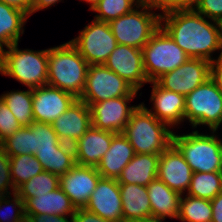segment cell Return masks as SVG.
Instances as JSON below:
<instances>
[{"mask_svg":"<svg viewBox=\"0 0 222 222\" xmlns=\"http://www.w3.org/2000/svg\"><path fill=\"white\" fill-rule=\"evenodd\" d=\"M161 27L190 58L209 60L215 51L222 54V24L194 9L161 13Z\"/></svg>","mask_w":222,"mask_h":222,"instance_id":"6da1fadb","label":"cell"},{"mask_svg":"<svg viewBox=\"0 0 222 222\" xmlns=\"http://www.w3.org/2000/svg\"><path fill=\"white\" fill-rule=\"evenodd\" d=\"M89 64L69 42L48 48L47 85L79 99L84 91Z\"/></svg>","mask_w":222,"mask_h":222,"instance_id":"7a4b0ae2","label":"cell"},{"mask_svg":"<svg viewBox=\"0 0 222 222\" xmlns=\"http://www.w3.org/2000/svg\"><path fill=\"white\" fill-rule=\"evenodd\" d=\"M122 133L130 141L135 154L161 155L172 144L173 130L142 104L133 111Z\"/></svg>","mask_w":222,"mask_h":222,"instance_id":"3957f363","label":"cell"},{"mask_svg":"<svg viewBox=\"0 0 222 222\" xmlns=\"http://www.w3.org/2000/svg\"><path fill=\"white\" fill-rule=\"evenodd\" d=\"M211 132V135L199 133L196 129L183 135L173 132L172 144L183 155L193 173L222 172V140L216 136V130Z\"/></svg>","mask_w":222,"mask_h":222,"instance_id":"277c9868","label":"cell"},{"mask_svg":"<svg viewBox=\"0 0 222 222\" xmlns=\"http://www.w3.org/2000/svg\"><path fill=\"white\" fill-rule=\"evenodd\" d=\"M18 44L7 47V50L3 49L0 74L9 76L31 89L47 85L48 49L21 50Z\"/></svg>","mask_w":222,"mask_h":222,"instance_id":"5b68a950","label":"cell"},{"mask_svg":"<svg viewBox=\"0 0 222 222\" xmlns=\"http://www.w3.org/2000/svg\"><path fill=\"white\" fill-rule=\"evenodd\" d=\"M141 2L131 12L109 22L117 44L141 49L161 26V13Z\"/></svg>","mask_w":222,"mask_h":222,"instance_id":"8992f818","label":"cell"},{"mask_svg":"<svg viewBox=\"0 0 222 222\" xmlns=\"http://www.w3.org/2000/svg\"><path fill=\"white\" fill-rule=\"evenodd\" d=\"M142 52L149 82L175 70L190 58L161 26L144 45Z\"/></svg>","mask_w":222,"mask_h":222,"instance_id":"52a82bcc","label":"cell"},{"mask_svg":"<svg viewBox=\"0 0 222 222\" xmlns=\"http://www.w3.org/2000/svg\"><path fill=\"white\" fill-rule=\"evenodd\" d=\"M185 121L193 129L204 125L209 130H218L222 124V93L209 78L185 95Z\"/></svg>","mask_w":222,"mask_h":222,"instance_id":"ba28073f","label":"cell"},{"mask_svg":"<svg viewBox=\"0 0 222 222\" xmlns=\"http://www.w3.org/2000/svg\"><path fill=\"white\" fill-rule=\"evenodd\" d=\"M137 92L128 82L104 64L89 65L85 88L79 100L90 106L92 103L111 98L136 96Z\"/></svg>","mask_w":222,"mask_h":222,"instance_id":"9c48e42d","label":"cell"},{"mask_svg":"<svg viewBox=\"0 0 222 222\" xmlns=\"http://www.w3.org/2000/svg\"><path fill=\"white\" fill-rule=\"evenodd\" d=\"M70 43L89 65L104 64L118 45L109 22L95 19L79 32L78 37L70 40Z\"/></svg>","mask_w":222,"mask_h":222,"instance_id":"30bf717a","label":"cell"},{"mask_svg":"<svg viewBox=\"0 0 222 222\" xmlns=\"http://www.w3.org/2000/svg\"><path fill=\"white\" fill-rule=\"evenodd\" d=\"M209 77V60L189 58L175 70L164 73L156 82L166 90L187 95Z\"/></svg>","mask_w":222,"mask_h":222,"instance_id":"8fae6325","label":"cell"},{"mask_svg":"<svg viewBox=\"0 0 222 222\" xmlns=\"http://www.w3.org/2000/svg\"><path fill=\"white\" fill-rule=\"evenodd\" d=\"M135 97L122 96L92 103L89 106L92 126L101 130L122 133L131 114L138 107V105L128 106Z\"/></svg>","mask_w":222,"mask_h":222,"instance_id":"7c38bea8","label":"cell"},{"mask_svg":"<svg viewBox=\"0 0 222 222\" xmlns=\"http://www.w3.org/2000/svg\"><path fill=\"white\" fill-rule=\"evenodd\" d=\"M104 65L139 91L149 83L143 67V52L136 47L118 44Z\"/></svg>","mask_w":222,"mask_h":222,"instance_id":"4fadbf2b","label":"cell"},{"mask_svg":"<svg viewBox=\"0 0 222 222\" xmlns=\"http://www.w3.org/2000/svg\"><path fill=\"white\" fill-rule=\"evenodd\" d=\"M77 98L59 88L49 85L32 89L34 121L52 124Z\"/></svg>","mask_w":222,"mask_h":222,"instance_id":"5bb4252c","label":"cell"},{"mask_svg":"<svg viewBox=\"0 0 222 222\" xmlns=\"http://www.w3.org/2000/svg\"><path fill=\"white\" fill-rule=\"evenodd\" d=\"M100 173L96 167L76 164L59 177V186L77 208H85L92 192L96 189Z\"/></svg>","mask_w":222,"mask_h":222,"instance_id":"9a60e30c","label":"cell"},{"mask_svg":"<svg viewBox=\"0 0 222 222\" xmlns=\"http://www.w3.org/2000/svg\"><path fill=\"white\" fill-rule=\"evenodd\" d=\"M85 209L111 222H123L122 198L117 179L100 178Z\"/></svg>","mask_w":222,"mask_h":222,"instance_id":"2e32d148","label":"cell"},{"mask_svg":"<svg viewBox=\"0 0 222 222\" xmlns=\"http://www.w3.org/2000/svg\"><path fill=\"white\" fill-rule=\"evenodd\" d=\"M192 175L190 165L173 144L160 155L157 178L173 191L184 195L189 189Z\"/></svg>","mask_w":222,"mask_h":222,"instance_id":"e0dca14e","label":"cell"},{"mask_svg":"<svg viewBox=\"0 0 222 222\" xmlns=\"http://www.w3.org/2000/svg\"><path fill=\"white\" fill-rule=\"evenodd\" d=\"M152 84L150 101L153 108L148 109L141 103L156 119L164 122L170 128L178 126L185 120V95L162 88L156 81Z\"/></svg>","mask_w":222,"mask_h":222,"instance_id":"ac0fdd59","label":"cell"},{"mask_svg":"<svg viewBox=\"0 0 222 222\" xmlns=\"http://www.w3.org/2000/svg\"><path fill=\"white\" fill-rule=\"evenodd\" d=\"M91 125L90 108L79 99L52 123L59 140L71 145L76 143Z\"/></svg>","mask_w":222,"mask_h":222,"instance_id":"d6986e66","label":"cell"},{"mask_svg":"<svg viewBox=\"0 0 222 222\" xmlns=\"http://www.w3.org/2000/svg\"><path fill=\"white\" fill-rule=\"evenodd\" d=\"M115 134L91 125L86 133L73 144L76 164L97 167L101 158L109 150Z\"/></svg>","mask_w":222,"mask_h":222,"instance_id":"ffe728a7","label":"cell"},{"mask_svg":"<svg viewBox=\"0 0 222 222\" xmlns=\"http://www.w3.org/2000/svg\"><path fill=\"white\" fill-rule=\"evenodd\" d=\"M134 156L135 151L130 141L123 133H116L112 138L109 150L101 158L96 169L102 178L118 179L123 168Z\"/></svg>","mask_w":222,"mask_h":222,"instance_id":"44dd1931","label":"cell"},{"mask_svg":"<svg viewBox=\"0 0 222 222\" xmlns=\"http://www.w3.org/2000/svg\"><path fill=\"white\" fill-rule=\"evenodd\" d=\"M75 211L76 207L60 186L51 192L37 195L24 202L25 215L47 214L73 216Z\"/></svg>","mask_w":222,"mask_h":222,"instance_id":"7402d4cb","label":"cell"},{"mask_svg":"<svg viewBox=\"0 0 222 222\" xmlns=\"http://www.w3.org/2000/svg\"><path fill=\"white\" fill-rule=\"evenodd\" d=\"M160 155L135 154L123 168L117 181L119 184H137L147 186L157 178Z\"/></svg>","mask_w":222,"mask_h":222,"instance_id":"603a6c76","label":"cell"},{"mask_svg":"<svg viewBox=\"0 0 222 222\" xmlns=\"http://www.w3.org/2000/svg\"><path fill=\"white\" fill-rule=\"evenodd\" d=\"M122 198L123 222H133L152 216L151 204L146 186L119 184Z\"/></svg>","mask_w":222,"mask_h":222,"instance_id":"cb8c5ba5","label":"cell"},{"mask_svg":"<svg viewBox=\"0 0 222 222\" xmlns=\"http://www.w3.org/2000/svg\"><path fill=\"white\" fill-rule=\"evenodd\" d=\"M152 216L158 218H176L179 214L181 195L170 189L163 181L156 178L147 186Z\"/></svg>","mask_w":222,"mask_h":222,"instance_id":"d4e9b609","label":"cell"},{"mask_svg":"<svg viewBox=\"0 0 222 222\" xmlns=\"http://www.w3.org/2000/svg\"><path fill=\"white\" fill-rule=\"evenodd\" d=\"M28 17L24 11L0 2V45L3 48L19 42Z\"/></svg>","mask_w":222,"mask_h":222,"instance_id":"484cf974","label":"cell"},{"mask_svg":"<svg viewBox=\"0 0 222 222\" xmlns=\"http://www.w3.org/2000/svg\"><path fill=\"white\" fill-rule=\"evenodd\" d=\"M35 157L44 171L59 177L76 165L73 145L64 142L56 149L37 150Z\"/></svg>","mask_w":222,"mask_h":222,"instance_id":"4316f807","label":"cell"},{"mask_svg":"<svg viewBox=\"0 0 222 222\" xmlns=\"http://www.w3.org/2000/svg\"><path fill=\"white\" fill-rule=\"evenodd\" d=\"M0 98L11 110L22 127L30 126L34 122L31 88H28L26 91L11 90L10 92H4Z\"/></svg>","mask_w":222,"mask_h":222,"instance_id":"83f0119b","label":"cell"},{"mask_svg":"<svg viewBox=\"0 0 222 222\" xmlns=\"http://www.w3.org/2000/svg\"><path fill=\"white\" fill-rule=\"evenodd\" d=\"M221 191L222 172H195L186 195L211 201Z\"/></svg>","mask_w":222,"mask_h":222,"instance_id":"f1b7e54d","label":"cell"},{"mask_svg":"<svg viewBox=\"0 0 222 222\" xmlns=\"http://www.w3.org/2000/svg\"><path fill=\"white\" fill-rule=\"evenodd\" d=\"M178 219L183 222H212L211 201L181 195Z\"/></svg>","mask_w":222,"mask_h":222,"instance_id":"f546056e","label":"cell"},{"mask_svg":"<svg viewBox=\"0 0 222 222\" xmlns=\"http://www.w3.org/2000/svg\"><path fill=\"white\" fill-rule=\"evenodd\" d=\"M43 171L44 169L35 155L22 154L10 157L11 179L15 190Z\"/></svg>","mask_w":222,"mask_h":222,"instance_id":"4dcf8cb0","label":"cell"},{"mask_svg":"<svg viewBox=\"0 0 222 222\" xmlns=\"http://www.w3.org/2000/svg\"><path fill=\"white\" fill-rule=\"evenodd\" d=\"M59 187V176L48 171H43L40 174L29 179L22 184L16 193L25 202L29 198L36 197L51 192Z\"/></svg>","mask_w":222,"mask_h":222,"instance_id":"1f68e13d","label":"cell"},{"mask_svg":"<svg viewBox=\"0 0 222 222\" xmlns=\"http://www.w3.org/2000/svg\"><path fill=\"white\" fill-rule=\"evenodd\" d=\"M141 2L142 0H99L91 10L97 13L95 20L110 22L131 12Z\"/></svg>","mask_w":222,"mask_h":222,"instance_id":"d6a6232c","label":"cell"},{"mask_svg":"<svg viewBox=\"0 0 222 222\" xmlns=\"http://www.w3.org/2000/svg\"><path fill=\"white\" fill-rule=\"evenodd\" d=\"M0 147L9 157L22 154H32L33 149V130L29 126H24L5 138Z\"/></svg>","mask_w":222,"mask_h":222,"instance_id":"836d02e7","label":"cell"},{"mask_svg":"<svg viewBox=\"0 0 222 222\" xmlns=\"http://www.w3.org/2000/svg\"><path fill=\"white\" fill-rule=\"evenodd\" d=\"M29 127L33 130L32 155L37 150L56 149L63 143L50 123L34 121Z\"/></svg>","mask_w":222,"mask_h":222,"instance_id":"e575fe53","label":"cell"},{"mask_svg":"<svg viewBox=\"0 0 222 222\" xmlns=\"http://www.w3.org/2000/svg\"><path fill=\"white\" fill-rule=\"evenodd\" d=\"M12 195L13 199L6 195L0 203V222H16L25 216L24 201L16 192Z\"/></svg>","mask_w":222,"mask_h":222,"instance_id":"d590c367","label":"cell"},{"mask_svg":"<svg viewBox=\"0 0 222 222\" xmlns=\"http://www.w3.org/2000/svg\"><path fill=\"white\" fill-rule=\"evenodd\" d=\"M21 127L11 110L0 98V143Z\"/></svg>","mask_w":222,"mask_h":222,"instance_id":"8d00e7d4","label":"cell"},{"mask_svg":"<svg viewBox=\"0 0 222 222\" xmlns=\"http://www.w3.org/2000/svg\"><path fill=\"white\" fill-rule=\"evenodd\" d=\"M9 189L12 190V193H10L11 191H9ZM15 192L16 190L11 179L10 157L0 147V193L11 195Z\"/></svg>","mask_w":222,"mask_h":222,"instance_id":"74e56055","label":"cell"},{"mask_svg":"<svg viewBox=\"0 0 222 222\" xmlns=\"http://www.w3.org/2000/svg\"><path fill=\"white\" fill-rule=\"evenodd\" d=\"M194 10L209 20L222 24V0H200Z\"/></svg>","mask_w":222,"mask_h":222,"instance_id":"f35d334b","label":"cell"},{"mask_svg":"<svg viewBox=\"0 0 222 222\" xmlns=\"http://www.w3.org/2000/svg\"><path fill=\"white\" fill-rule=\"evenodd\" d=\"M217 58V59H216ZM214 84L218 87L222 93V54L216 56L210 62V77Z\"/></svg>","mask_w":222,"mask_h":222,"instance_id":"ab89813d","label":"cell"},{"mask_svg":"<svg viewBox=\"0 0 222 222\" xmlns=\"http://www.w3.org/2000/svg\"><path fill=\"white\" fill-rule=\"evenodd\" d=\"M142 2L148 4L153 9L161 10V13L180 9V0H142Z\"/></svg>","mask_w":222,"mask_h":222,"instance_id":"60d3db41","label":"cell"},{"mask_svg":"<svg viewBox=\"0 0 222 222\" xmlns=\"http://www.w3.org/2000/svg\"><path fill=\"white\" fill-rule=\"evenodd\" d=\"M73 222H111L101 218L97 214L87 211L85 208H77L73 215Z\"/></svg>","mask_w":222,"mask_h":222,"instance_id":"b9f144b4","label":"cell"},{"mask_svg":"<svg viewBox=\"0 0 222 222\" xmlns=\"http://www.w3.org/2000/svg\"><path fill=\"white\" fill-rule=\"evenodd\" d=\"M29 216L32 222H73V216H60V215H26Z\"/></svg>","mask_w":222,"mask_h":222,"instance_id":"7bdbcfd3","label":"cell"},{"mask_svg":"<svg viewBox=\"0 0 222 222\" xmlns=\"http://www.w3.org/2000/svg\"><path fill=\"white\" fill-rule=\"evenodd\" d=\"M212 222H222V191L211 200Z\"/></svg>","mask_w":222,"mask_h":222,"instance_id":"ee69618b","label":"cell"},{"mask_svg":"<svg viewBox=\"0 0 222 222\" xmlns=\"http://www.w3.org/2000/svg\"><path fill=\"white\" fill-rule=\"evenodd\" d=\"M5 4H9L17 9L24 11L28 16H31L32 0H0Z\"/></svg>","mask_w":222,"mask_h":222,"instance_id":"f6af8a7d","label":"cell"},{"mask_svg":"<svg viewBox=\"0 0 222 222\" xmlns=\"http://www.w3.org/2000/svg\"><path fill=\"white\" fill-rule=\"evenodd\" d=\"M60 1L61 0H32L31 15L39 10L47 9L48 7L56 5V3Z\"/></svg>","mask_w":222,"mask_h":222,"instance_id":"bcb514c9","label":"cell"},{"mask_svg":"<svg viewBox=\"0 0 222 222\" xmlns=\"http://www.w3.org/2000/svg\"><path fill=\"white\" fill-rule=\"evenodd\" d=\"M200 0H180V9H194Z\"/></svg>","mask_w":222,"mask_h":222,"instance_id":"7dc6e473","label":"cell"},{"mask_svg":"<svg viewBox=\"0 0 222 222\" xmlns=\"http://www.w3.org/2000/svg\"><path fill=\"white\" fill-rule=\"evenodd\" d=\"M164 220H166V219L158 218L155 216H149V217H143V218L133 221V222H165Z\"/></svg>","mask_w":222,"mask_h":222,"instance_id":"c3c4849f","label":"cell"},{"mask_svg":"<svg viewBox=\"0 0 222 222\" xmlns=\"http://www.w3.org/2000/svg\"><path fill=\"white\" fill-rule=\"evenodd\" d=\"M81 1L89 3L90 5L89 10L91 11V9L98 3L99 0H81Z\"/></svg>","mask_w":222,"mask_h":222,"instance_id":"681fc988","label":"cell"},{"mask_svg":"<svg viewBox=\"0 0 222 222\" xmlns=\"http://www.w3.org/2000/svg\"><path fill=\"white\" fill-rule=\"evenodd\" d=\"M3 47L0 45V72L2 70V65H3Z\"/></svg>","mask_w":222,"mask_h":222,"instance_id":"f907efd6","label":"cell"},{"mask_svg":"<svg viewBox=\"0 0 222 222\" xmlns=\"http://www.w3.org/2000/svg\"><path fill=\"white\" fill-rule=\"evenodd\" d=\"M16 222H32L31 218L29 216H23L20 220Z\"/></svg>","mask_w":222,"mask_h":222,"instance_id":"816d5d0a","label":"cell"},{"mask_svg":"<svg viewBox=\"0 0 222 222\" xmlns=\"http://www.w3.org/2000/svg\"><path fill=\"white\" fill-rule=\"evenodd\" d=\"M6 195L4 193H0V203Z\"/></svg>","mask_w":222,"mask_h":222,"instance_id":"f5cc1de1","label":"cell"}]
</instances>
